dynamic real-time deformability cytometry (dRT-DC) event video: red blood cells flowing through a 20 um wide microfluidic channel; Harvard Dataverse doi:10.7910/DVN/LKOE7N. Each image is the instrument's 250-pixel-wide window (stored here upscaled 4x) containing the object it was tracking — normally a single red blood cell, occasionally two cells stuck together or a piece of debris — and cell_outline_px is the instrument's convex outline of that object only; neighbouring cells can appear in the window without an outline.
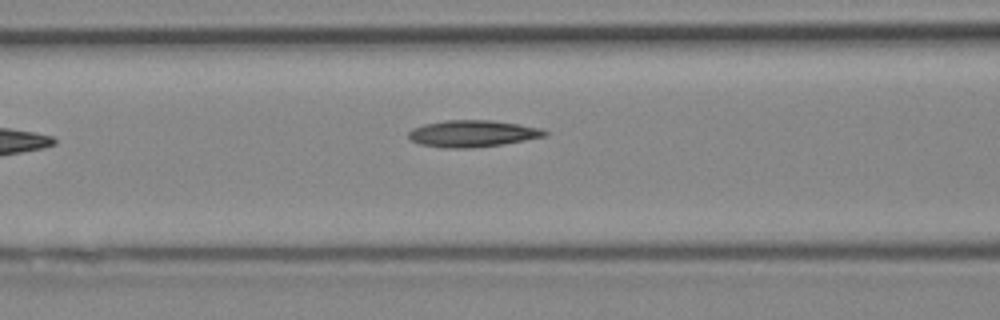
{"species": "Egyptian fruit bat (a non-hibernating species)", "species_latin": "Rousettus aegyptiacus", "temperature_condition": "cold", "stored_images_in_passage": 5, "camera_frame_rate_fps": 3000, "um_per_image_px": 0.085, "animal": {"sex": "female"}, "frame": {"image": 1, "passage_image": 5, "time_ms": 1.333, "image_size_px": [1000, 320], "cell_outline_px": [[548, 136], [504, 144], [472, 148], [444, 148], [420, 144], [412, 140], [408, 136], [408, 132], [412, 128], [424, 124], [444, 120], [492, 120], [544, 128], [548, 132]], "centroid_in_image_um": [40.2, 11.35], "position_along_channel_um": 126.4, "area_um2": 21.44}}